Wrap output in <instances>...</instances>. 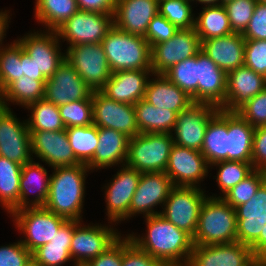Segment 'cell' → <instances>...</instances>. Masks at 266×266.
Instances as JSON below:
<instances>
[{
	"label": "cell",
	"mask_w": 266,
	"mask_h": 266,
	"mask_svg": "<svg viewBox=\"0 0 266 266\" xmlns=\"http://www.w3.org/2000/svg\"><path fill=\"white\" fill-rule=\"evenodd\" d=\"M146 224L147 236L130 234L131 241L166 266H186L193 250V238L160 214L146 216Z\"/></svg>",
	"instance_id": "1"
},
{
	"label": "cell",
	"mask_w": 266,
	"mask_h": 266,
	"mask_svg": "<svg viewBox=\"0 0 266 266\" xmlns=\"http://www.w3.org/2000/svg\"><path fill=\"white\" fill-rule=\"evenodd\" d=\"M53 169L44 208L67 220L80 221L84 202L85 176L90 169L85 164Z\"/></svg>",
	"instance_id": "2"
},
{
	"label": "cell",
	"mask_w": 266,
	"mask_h": 266,
	"mask_svg": "<svg viewBox=\"0 0 266 266\" xmlns=\"http://www.w3.org/2000/svg\"><path fill=\"white\" fill-rule=\"evenodd\" d=\"M237 241L236 211L221 196L203 202L193 237L194 245L227 244Z\"/></svg>",
	"instance_id": "3"
},
{
	"label": "cell",
	"mask_w": 266,
	"mask_h": 266,
	"mask_svg": "<svg viewBox=\"0 0 266 266\" xmlns=\"http://www.w3.org/2000/svg\"><path fill=\"white\" fill-rule=\"evenodd\" d=\"M101 45L112 73L128 70H152L151 46L140 35L112 27Z\"/></svg>",
	"instance_id": "4"
},
{
	"label": "cell",
	"mask_w": 266,
	"mask_h": 266,
	"mask_svg": "<svg viewBox=\"0 0 266 266\" xmlns=\"http://www.w3.org/2000/svg\"><path fill=\"white\" fill-rule=\"evenodd\" d=\"M173 145L172 134H137L129 138L126 165L141 173L165 172Z\"/></svg>",
	"instance_id": "5"
},
{
	"label": "cell",
	"mask_w": 266,
	"mask_h": 266,
	"mask_svg": "<svg viewBox=\"0 0 266 266\" xmlns=\"http://www.w3.org/2000/svg\"><path fill=\"white\" fill-rule=\"evenodd\" d=\"M15 224L26 235L21 243L33 253L40 246L49 243L56 231L67 221L44 207H26L13 211Z\"/></svg>",
	"instance_id": "6"
},
{
	"label": "cell",
	"mask_w": 266,
	"mask_h": 266,
	"mask_svg": "<svg viewBox=\"0 0 266 266\" xmlns=\"http://www.w3.org/2000/svg\"><path fill=\"white\" fill-rule=\"evenodd\" d=\"M206 199L196 187L174 186L167 197L160 215L192 238L197 229L199 212Z\"/></svg>",
	"instance_id": "7"
},
{
	"label": "cell",
	"mask_w": 266,
	"mask_h": 266,
	"mask_svg": "<svg viewBox=\"0 0 266 266\" xmlns=\"http://www.w3.org/2000/svg\"><path fill=\"white\" fill-rule=\"evenodd\" d=\"M64 54L92 92L104 88L112 71L101 43L69 46Z\"/></svg>",
	"instance_id": "8"
},
{
	"label": "cell",
	"mask_w": 266,
	"mask_h": 266,
	"mask_svg": "<svg viewBox=\"0 0 266 266\" xmlns=\"http://www.w3.org/2000/svg\"><path fill=\"white\" fill-rule=\"evenodd\" d=\"M113 27V14L78 10L55 31L70 46L101 43Z\"/></svg>",
	"instance_id": "9"
},
{
	"label": "cell",
	"mask_w": 266,
	"mask_h": 266,
	"mask_svg": "<svg viewBox=\"0 0 266 266\" xmlns=\"http://www.w3.org/2000/svg\"><path fill=\"white\" fill-rule=\"evenodd\" d=\"M201 50V41L195 28L180 29L168 41L151 47L153 74H164L173 65L196 55Z\"/></svg>",
	"instance_id": "10"
},
{
	"label": "cell",
	"mask_w": 266,
	"mask_h": 266,
	"mask_svg": "<svg viewBox=\"0 0 266 266\" xmlns=\"http://www.w3.org/2000/svg\"><path fill=\"white\" fill-rule=\"evenodd\" d=\"M80 224V225H79ZM73 220V236L70 244V256L74 265L84 266L91 259L102 254L120 235L108 226H82Z\"/></svg>",
	"instance_id": "11"
},
{
	"label": "cell",
	"mask_w": 266,
	"mask_h": 266,
	"mask_svg": "<svg viewBox=\"0 0 266 266\" xmlns=\"http://www.w3.org/2000/svg\"><path fill=\"white\" fill-rule=\"evenodd\" d=\"M49 32V33H48ZM30 33L17 40L36 66V80H47L65 60L56 31Z\"/></svg>",
	"instance_id": "12"
},
{
	"label": "cell",
	"mask_w": 266,
	"mask_h": 266,
	"mask_svg": "<svg viewBox=\"0 0 266 266\" xmlns=\"http://www.w3.org/2000/svg\"><path fill=\"white\" fill-rule=\"evenodd\" d=\"M219 108L212 104L193 103L187 109L177 114V120L172 134L175 145L201 150L206 127L217 114Z\"/></svg>",
	"instance_id": "13"
},
{
	"label": "cell",
	"mask_w": 266,
	"mask_h": 266,
	"mask_svg": "<svg viewBox=\"0 0 266 266\" xmlns=\"http://www.w3.org/2000/svg\"><path fill=\"white\" fill-rule=\"evenodd\" d=\"M93 124L115 129L129 138L139 133L134 105L117 102L102 91L92 92Z\"/></svg>",
	"instance_id": "14"
},
{
	"label": "cell",
	"mask_w": 266,
	"mask_h": 266,
	"mask_svg": "<svg viewBox=\"0 0 266 266\" xmlns=\"http://www.w3.org/2000/svg\"><path fill=\"white\" fill-rule=\"evenodd\" d=\"M27 122L21 123L10 108L0 105V156L24 165L33 160Z\"/></svg>",
	"instance_id": "15"
},
{
	"label": "cell",
	"mask_w": 266,
	"mask_h": 266,
	"mask_svg": "<svg viewBox=\"0 0 266 266\" xmlns=\"http://www.w3.org/2000/svg\"><path fill=\"white\" fill-rule=\"evenodd\" d=\"M258 258L238 241L216 245H194L186 266H252Z\"/></svg>",
	"instance_id": "16"
},
{
	"label": "cell",
	"mask_w": 266,
	"mask_h": 266,
	"mask_svg": "<svg viewBox=\"0 0 266 266\" xmlns=\"http://www.w3.org/2000/svg\"><path fill=\"white\" fill-rule=\"evenodd\" d=\"M57 107L69 102L92 99V90L65 59L45 82V97Z\"/></svg>",
	"instance_id": "17"
},
{
	"label": "cell",
	"mask_w": 266,
	"mask_h": 266,
	"mask_svg": "<svg viewBox=\"0 0 266 266\" xmlns=\"http://www.w3.org/2000/svg\"><path fill=\"white\" fill-rule=\"evenodd\" d=\"M208 167L209 164L200 151L174 144L165 174L174 186L196 187L207 176Z\"/></svg>",
	"instance_id": "18"
},
{
	"label": "cell",
	"mask_w": 266,
	"mask_h": 266,
	"mask_svg": "<svg viewBox=\"0 0 266 266\" xmlns=\"http://www.w3.org/2000/svg\"><path fill=\"white\" fill-rule=\"evenodd\" d=\"M32 154L53 168L81 164L70 146L66 129L29 131Z\"/></svg>",
	"instance_id": "19"
},
{
	"label": "cell",
	"mask_w": 266,
	"mask_h": 266,
	"mask_svg": "<svg viewBox=\"0 0 266 266\" xmlns=\"http://www.w3.org/2000/svg\"><path fill=\"white\" fill-rule=\"evenodd\" d=\"M174 187L165 172L141 173L137 189L132 197L129 218L134 214L143 213L146 216L158 215L153 207L165 203L171 189Z\"/></svg>",
	"instance_id": "20"
},
{
	"label": "cell",
	"mask_w": 266,
	"mask_h": 266,
	"mask_svg": "<svg viewBox=\"0 0 266 266\" xmlns=\"http://www.w3.org/2000/svg\"><path fill=\"white\" fill-rule=\"evenodd\" d=\"M124 166L117 172L113 181L107 185L108 188L105 191L107 216L111 222L129 218L132 197L141 177V172L126 164Z\"/></svg>",
	"instance_id": "21"
},
{
	"label": "cell",
	"mask_w": 266,
	"mask_h": 266,
	"mask_svg": "<svg viewBox=\"0 0 266 266\" xmlns=\"http://www.w3.org/2000/svg\"><path fill=\"white\" fill-rule=\"evenodd\" d=\"M159 13V0H116L113 26L145 37L150 21Z\"/></svg>",
	"instance_id": "22"
},
{
	"label": "cell",
	"mask_w": 266,
	"mask_h": 266,
	"mask_svg": "<svg viewBox=\"0 0 266 266\" xmlns=\"http://www.w3.org/2000/svg\"><path fill=\"white\" fill-rule=\"evenodd\" d=\"M237 241L251 246L266 226V181L246 203L235 208Z\"/></svg>",
	"instance_id": "23"
},
{
	"label": "cell",
	"mask_w": 266,
	"mask_h": 266,
	"mask_svg": "<svg viewBox=\"0 0 266 266\" xmlns=\"http://www.w3.org/2000/svg\"><path fill=\"white\" fill-rule=\"evenodd\" d=\"M264 88H266V77L245 65L228 72L223 110L236 112Z\"/></svg>",
	"instance_id": "24"
},
{
	"label": "cell",
	"mask_w": 266,
	"mask_h": 266,
	"mask_svg": "<svg viewBox=\"0 0 266 266\" xmlns=\"http://www.w3.org/2000/svg\"><path fill=\"white\" fill-rule=\"evenodd\" d=\"M227 73L220 69L202 50L198 52V103L225 106Z\"/></svg>",
	"instance_id": "25"
},
{
	"label": "cell",
	"mask_w": 266,
	"mask_h": 266,
	"mask_svg": "<svg viewBox=\"0 0 266 266\" xmlns=\"http://www.w3.org/2000/svg\"><path fill=\"white\" fill-rule=\"evenodd\" d=\"M152 70L116 71L101 90L109 98L130 105L144 99Z\"/></svg>",
	"instance_id": "26"
},
{
	"label": "cell",
	"mask_w": 266,
	"mask_h": 266,
	"mask_svg": "<svg viewBox=\"0 0 266 266\" xmlns=\"http://www.w3.org/2000/svg\"><path fill=\"white\" fill-rule=\"evenodd\" d=\"M245 39L240 33L206 39L201 50L226 73L244 65Z\"/></svg>",
	"instance_id": "27"
},
{
	"label": "cell",
	"mask_w": 266,
	"mask_h": 266,
	"mask_svg": "<svg viewBox=\"0 0 266 266\" xmlns=\"http://www.w3.org/2000/svg\"><path fill=\"white\" fill-rule=\"evenodd\" d=\"M98 140L92 161L87 165L90 170L112 167L118 163L125 165L128 155V136L115 129L98 127Z\"/></svg>",
	"instance_id": "28"
},
{
	"label": "cell",
	"mask_w": 266,
	"mask_h": 266,
	"mask_svg": "<svg viewBox=\"0 0 266 266\" xmlns=\"http://www.w3.org/2000/svg\"><path fill=\"white\" fill-rule=\"evenodd\" d=\"M155 80L146 86L144 100L162 109H168L179 114L194 102L176 84H173L164 74H154Z\"/></svg>",
	"instance_id": "29"
},
{
	"label": "cell",
	"mask_w": 266,
	"mask_h": 266,
	"mask_svg": "<svg viewBox=\"0 0 266 266\" xmlns=\"http://www.w3.org/2000/svg\"><path fill=\"white\" fill-rule=\"evenodd\" d=\"M200 152L210 166L228 160V111L219 109L209 121Z\"/></svg>",
	"instance_id": "30"
},
{
	"label": "cell",
	"mask_w": 266,
	"mask_h": 266,
	"mask_svg": "<svg viewBox=\"0 0 266 266\" xmlns=\"http://www.w3.org/2000/svg\"><path fill=\"white\" fill-rule=\"evenodd\" d=\"M50 178V176L48 177L47 170L38 162L35 163L32 160L24 164L20 177L19 209L26 207H44L48 197ZM33 185L36 187L39 186L37 188L38 191H36L38 193L35 195V199L29 202L27 201L29 200V193L36 190L32 189L34 187Z\"/></svg>",
	"instance_id": "31"
},
{
	"label": "cell",
	"mask_w": 266,
	"mask_h": 266,
	"mask_svg": "<svg viewBox=\"0 0 266 266\" xmlns=\"http://www.w3.org/2000/svg\"><path fill=\"white\" fill-rule=\"evenodd\" d=\"M73 236V220H67L56 231L49 243L32 253V259L39 266H62L70 261V244Z\"/></svg>",
	"instance_id": "32"
},
{
	"label": "cell",
	"mask_w": 266,
	"mask_h": 266,
	"mask_svg": "<svg viewBox=\"0 0 266 266\" xmlns=\"http://www.w3.org/2000/svg\"><path fill=\"white\" fill-rule=\"evenodd\" d=\"M254 129L237 112H228V160L251 163Z\"/></svg>",
	"instance_id": "33"
},
{
	"label": "cell",
	"mask_w": 266,
	"mask_h": 266,
	"mask_svg": "<svg viewBox=\"0 0 266 266\" xmlns=\"http://www.w3.org/2000/svg\"><path fill=\"white\" fill-rule=\"evenodd\" d=\"M134 109L139 133L173 134L177 120L176 112L157 108L144 99L138 101Z\"/></svg>",
	"instance_id": "34"
},
{
	"label": "cell",
	"mask_w": 266,
	"mask_h": 266,
	"mask_svg": "<svg viewBox=\"0 0 266 266\" xmlns=\"http://www.w3.org/2000/svg\"><path fill=\"white\" fill-rule=\"evenodd\" d=\"M194 28L201 42L233 33L222 4L204 6L203 11L195 18Z\"/></svg>",
	"instance_id": "35"
},
{
	"label": "cell",
	"mask_w": 266,
	"mask_h": 266,
	"mask_svg": "<svg viewBox=\"0 0 266 266\" xmlns=\"http://www.w3.org/2000/svg\"><path fill=\"white\" fill-rule=\"evenodd\" d=\"M45 82L46 80H35L28 76H22L11 82L0 93V105L7 107V102H16L25 108L45 97ZM7 101V102H5Z\"/></svg>",
	"instance_id": "36"
},
{
	"label": "cell",
	"mask_w": 266,
	"mask_h": 266,
	"mask_svg": "<svg viewBox=\"0 0 266 266\" xmlns=\"http://www.w3.org/2000/svg\"><path fill=\"white\" fill-rule=\"evenodd\" d=\"M22 165L0 156V202L11 214L19 210Z\"/></svg>",
	"instance_id": "37"
},
{
	"label": "cell",
	"mask_w": 266,
	"mask_h": 266,
	"mask_svg": "<svg viewBox=\"0 0 266 266\" xmlns=\"http://www.w3.org/2000/svg\"><path fill=\"white\" fill-rule=\"evenodd\" d=\"M78 10L76 0H36L35 16L48 31H55Z\"/></svg>",
	"instance_id": "38"
},
{
	"label": "cell",
	"mask_w": 266,
	"mask_h": 266,
	"mask_svg": "<svg viewBox=\"0 0 266 266\" xmlns=\"http://www.w3.org/2000/svg\"><path fill=\"white\" fill-rule=\"evenodd\" d=\"M66 133L77 160L81 164L88 165L92 161L99 142L98 127L94 124L68 127Z\"/></svg>",
	"instance_id": "39"
},
{
	"label": "cell",
	"mask_w": 266,
	"mask_h": 266,
	"mask_svg": "<svg viewBox=\"0 0 266 266\" xmlns=\"http://www.w3.org/2000/svg\"><path fill=\"white\" fill-rule=\"evenodd\" d=\"M31 110V116L27 121L29 131H59L66 129L62 122L59 108L40 99L26 107Z\"/></svg>",
	"instance_id": "40"
},
{
	"label": "cell",
	"mask_w": 266,
	"mask_h": 266,
	"mask_svg": "<svg viewBox=\"0 0 266 266\" xmlns=\"http://www.w3.org/2000/svg\"><path fill=\"white\" fill-rule=\"evenodd\" d=\"M164 75L198 103V53L173 65Z\"/></svg>",
	"instance_id": "41"
},
{
	"label": "cell",
	"mask_w": 266,
	"mask_h": 266,
	"mask_svg": "<svg viewBox=\"0 0 266 266\" xmlns=\"http://www.w3.org/2000/svg\"><path fill=\"white\" fill-rule=\"evenodd\" d=\"M21 45L15 40L8 47H0V93L22 74Z\"/></svg>",
	"instance_id": "42"
},
{
	"label": "cell",
	"mask_w": 266,
	"mask_h": 266,
	"mask_svg": "<svg viewBox=\"0 0 266 266\" xmlns=\"http://www.w3.org/2000/svg\"><path fill=\"white\" fill-rule=\"evenodd\" d=\"M212 165L219 166L216 181L223 196L254 171L251 163L242 161L223 160Z\"/></svg>",
	"instance_id": "43"
},
{
	"label": "cell",
	"mask_w": 266,
	"mask_h": 266,
	"mask_svg": "<svg viewBox=\"0 0 266 266\" xmlns=\"http://www.w3.org/2000/svg\"><path fill=\"white\" fill-rule=\"evenodd\" d=\"M266 181V172L254 170L248 177L232 187L222 198L234 209L248 202Z\"/></svg>",
	"instance_id": "44"
},
{
	"label": "cell",
	"mask_w": 266,
	"mask_h": 266,
	"mask_svg": "<svg viewBox=\"0 0 266 266\" xmlns=\"http://www.w3.org/2000/svg\"><path fill=\"white\" fill-rule=\"evenodd\" d=\"M191 0H159V14L180 29L194 27Z\"/></svg>",
	"instance_id": "45"
},
{
	"label": "cell",
	"mask_w": 266,
	"mask_h": 266,
	"mask_svg": "<svg viewBox=\"0 0 266 266\" xmlns=\"http://www.w3.org/2000/svg\"><path fill=\"white\" fill-rule=\"evenodd\" d=\"M58 108L65 128L93 124L92 99L69 102Z\"/></svg>",
	"instance_id": "46"
},
{
	"label": "cell",
	"mask_w": 266,
	"mask_h": 266,
	"mask_svg": "<svg viewBox=\"0 0 266 266\" xmlns=\"http://www.w3.org/2000/svg\"><path fill=\"white\" fill-rule=\"evenodd\" d=\"M256 0H233L223 6L226 9L231 30L243 34L256 7Z\"/></svg>",
	"instance_id": "47"
},
{
	"label": "cell",
	"mask_w": 266,
	"mask_h": 266,
	"mask_svg": "<svg viewBox=\"0 0 266 266\" xmlns=\"http://www.w3.org/2000/svg\"><path fill=\"white\" fill-rule=\"evenodd\" d=\"M254 128L266 126V88L236 111Z\"/></svg>",
	"instance_id": "48"
},
{
	"label": "cell",
	"mask_w": 266,
	"mask_h": 266,
	"mask_svg": "<svg viewBox=\"0 0 266 266\" xmlns=\"http://www.w3.org/2000/svg\"><path fill=\"white\" fill-rule=\"evenodd\" d=\"M122 239V266H166L140 249L130 237Z\"/></svg>",
	"instance_id": "49"
},
{
	"label": "cell",
	"mask_w": 266,
	"mask_h": 266,
	"mask_svg": "<svg viewBox=\"0 0 266 266\" xmlns=\"http://www.w3.org/2000/svg\"><path fill=\"white\" fill-rule=\"evenodd\" d=\"M244 65L266 77V40H245Z\"/></svg>",
	"instance_id": "50"
},
{
	"label": "cell",
	"mask_w": 266,
	"mask_h": 266,
	"mask_svg": "<svg viewBox=\"0 0 266 266\" xmlns=\"http://www.w3.org/2000/svg\"><path fill=\"white\" fill-rule=\"evenodd\" d=\"M179 29L171 24L164 16L159 13L152 18L146 31L145 39L152 47L171 39Z\"/></svg>",
	"instance_id": "51"
},
{
	"label": "cell",
	"mask_w": 266,
	"mask_h": 266,
	"mask_svg": "<svg viewBox=\"0 0 266 266\" xmlns=\"http://www.w3.org/2000/svg\"><path fill=\"white\" fill-rule=\"evenodd\" d=\"M32 259V253L21 243L0 247V266H25Z\"/></svg>",
	"instance_id": "52"
},
{
	"label": "cell",
	"mask_w": 266,
	"mask_h": 266,
	"mask_svg": "<svg viewBox=\"0 0 266 266\" xmlns=\"http://www.w3.org/2000/svg\"><path fill=\"white\" fill-rule=\"evenodd\" d=\"M242 35L245 40H266V4L256 3L252 18Z\"/></svg>",
	"instance_id": "53"
},
{
	"label": "cell",
	"mask_w": 266,
	"mask_h": 266,
	"mask_svg": "<svg viewBox=\"0 0 266 266\" xmlns=\"http://www.w3.org/2000/svg\"><path fill=\"white\" fill-rule=\"evenodd\" d=\"M251 164L254 170L266 172V126L254 129Z\"/></svg>",
	"instance_id": "54"
},
{
	"label": "cell",
	"mask_w": 266,
	"mask_h": 266,
	"mask_svg": "<svg viewBox=\"0 0 266 266\" xmlns=\"http://www.w3.org/2000/svg\"><path fill=\"white\" fill-rule=\"evenodd\" d=\"M84 266H122V240L121 236L102 254L91 259Z\"/></svg>",
	"instance_id": "55"
},
{
	"label": "cell",
	"mask_w": 266,
	"mask_h": 266,
	"mask_svg": "<svg viewBox=\"0 0 266 266\" xmlns=\"http://www.w3.org/2000/svg\"><path fill=\"white\" fill-rule=\"evenodd\" d=\"M79 10L113 14L116 0H76Z\"/></svg>",
	"instance_id": "56"
},
{
	"label": "cell",
	"mask_w": 266,
	"mask_h": 266,
	"mask_svg": "<svg viewBox=\"0 0 266 266\" xmlns=\"http://www.w3.org/2000/svg\"><path fill=\"white\" fill-rule=\"evenodd\" d=\"M253 254L261 260H266V226L264 232H261L259 238L250 246Z\"/></svg>",
	"instance_id": "57"
},
{
	"label": "cell",
	"mask_w": 266,
	"mask_h": 266,
	"mask_svg": "<svg viewBox=\"0 0 266 266\" xmlns=\"http://www.w3.org/2000/svg\"><path fill=\"white\" fill-rule=\"evenodd\" d=\"M21 65H22V74L28 76L31 79L36 80V66L32 59L27 55V53L21 47Z\"/></svg>",
	"instance_id": "58"
},
{
	"label": "cell",
	"mask_w": 266,
	"mask_h": 266,
	"mask_svg": "<svg viewBox=\"0 0 266 266\" xmlns=\"http://www.w3.org/2000/svg\"><path fill=\"white\" fill-rule=\"evenodd\" d=\"M9 14L6 12H0V45L2 44V39H4L5 32H6V27H8V16ZM4 35V36H3Z\"/></svg>",
	"instance_id": "59"
},
{
	"label": "cell",
	"mask_w": 266,
	"mask_h": 266,
	"mask_svg": "<svg viewBox=\"0 0 266 266\" xmlns=\"http://www.w3.org/2000/svg\"><path fill=\"white\" fill-rule=\"evenodd\" d=\"M194 1V0H191ZM206 6H212V5H219L220 1L219 0H196Z\"/></svg>",
	"instance_id": "60"
},
{
	"label": "cell",
	"mask_w": 266,
	"mask_h": 266,
	"mask_svg": "<svg viewBox=\"0 0 266 266\" xmlns=\"http://www.w3.org/2000/svg\"><path fill=\"white\" fill-rule=\"evenodd\" d=\"M252 266H266V260L258 259Z\"/></svg>",
	"instance_id": "61"
},
{
	"label": "cell",
	"mask_w": 266,
	"mask_h": 266,
	"mask_svg": "<svg viewBox=\"0 0 266 266\" xmlns=\"http://www.w3.org/2000/svg\"><path fill=\"white\" fill-rule=\"evenodd\" d=\"M25 266H39L33 259L27 262Z\"/></svg>",
	"instance_id": "62"
},
{
	"label": "cell",
	"mask_w": 266,
	"mask_h": 266,
	"mask_svg": "<svg viewBox=\"0 0 266 266\" xmlns=\"http://www.w3.org/2000/svg\"><path fill=\"white\" fill-rule=\"evenodd\" d=\"M230 1H233V0H221L220 4L224 5V4H226L227 2H230Z\"/></svg>",
	"instance_id": "63"
},
{
	"label": "cell",
	"mask_w": 266,
	"mask_h": 266,
	"mask_svg": "<svg viewBox=\"0 0 266 266\" xmlns=\"http://www.w3.org/2000/svg\"><path fill=\"white\" fill-rule=\"evenodd\" d=\"M258 3L266 4V0H256Z\"/></svg>",
	"instance_id": "64"
}]
</instances>
